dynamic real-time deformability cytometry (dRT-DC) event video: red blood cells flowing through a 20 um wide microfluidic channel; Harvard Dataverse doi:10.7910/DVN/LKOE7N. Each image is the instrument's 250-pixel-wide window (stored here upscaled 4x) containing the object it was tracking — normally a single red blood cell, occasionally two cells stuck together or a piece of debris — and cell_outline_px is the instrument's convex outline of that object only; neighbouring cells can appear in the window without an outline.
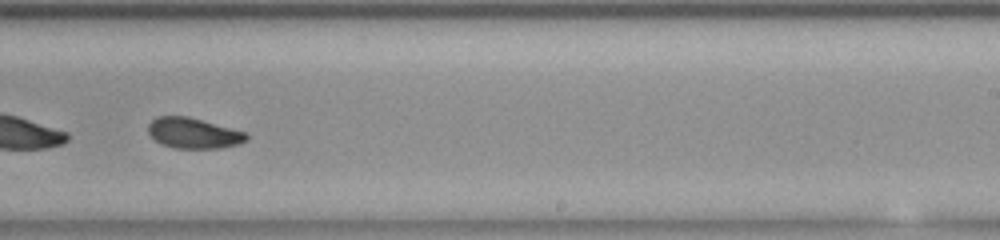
{"species": "common noctule bat (a hibernating species)", "species_latin": "Nyctalus noctula", "temperature_condition": "room temperature", "stored_images_in_passage": 50, "segment_of_instrument_passage": [2, 2], "camera_frame_rate_fps": 3000, "um_per_image_px": 0.085, "animal": {"sex": "female", "body_mass_g": 23.0, "forearm_length_mm": 53.4}, "frame": {"image": 1, "passage_image": 31, "time_ms": 10.0, "image_size_px": [1000, 240], "cell_outline_px": [[248, 140], [236, 144], [220, 148], [176, 148], [164, 144], [156, 140], [148, 132], [148, 124], [156, 116], [188, 116], [244, 132], [248, 136]], "centroid_in_image_um": [16.42, 11.31], "position_along_channel_um": 272.6, "area_um2": 17.17}}